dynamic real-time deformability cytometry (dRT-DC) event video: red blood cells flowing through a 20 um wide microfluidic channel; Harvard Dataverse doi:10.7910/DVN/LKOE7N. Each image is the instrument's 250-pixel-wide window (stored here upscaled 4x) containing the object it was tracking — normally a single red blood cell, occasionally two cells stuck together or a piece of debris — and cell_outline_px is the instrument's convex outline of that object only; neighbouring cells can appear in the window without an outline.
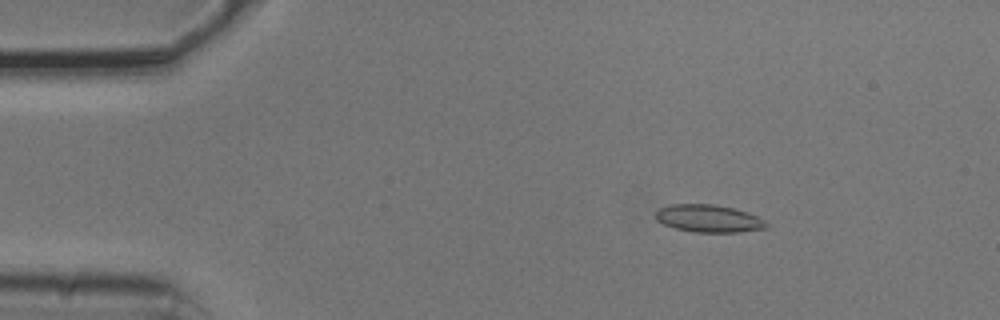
{"species": "common noctule bat (a hibernating species)", "species_latin": "Nyctalus noctula", "temperature_condition": "cold", "stored_images_in_passage": 53, "camera_frame_rate_fps": 3000, "um_per_image_px": 0.085, "animal": {"sex": "male", "body_mass_g": 20.5, "forearm_length_mm": 52.5}, "frame": {"image": 1, "passage_image": 8, "time_ms": 2.333, "image_size_px": [1000, 320], "cell_outline_px": [[768, 228], [740, 232], [692, 232], [676, 228], [664, 224], [656, 220], [656, 212], [660, 208], [672, 204], [712, 204], [732, 208], [748, 212], [764, 220], [768, 224]], "centroid_in_image_um": [60.25, 18.58], "position_along_channel_um": 24.7, "area_um2": 17.69}}
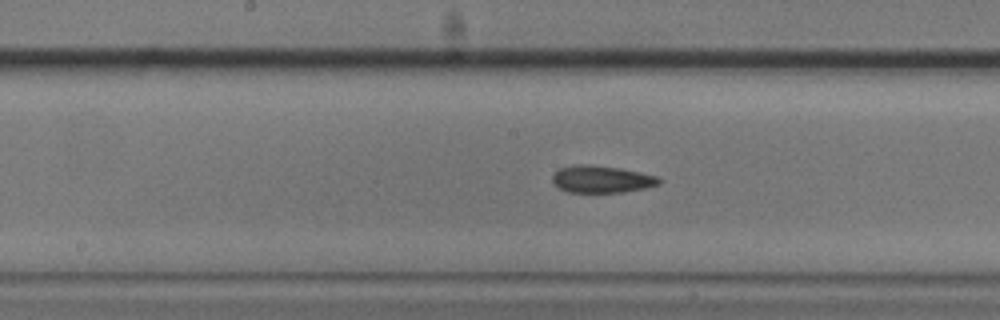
{"frame": {"image": 2, "passage_image": 27, "time_ms": 8.667, "image_size_px": [1000, 320], "cell_outline_px": [[664, 180], [660, 184], [644, 188], [624, 192], [568, 192], [560, 188], [552, 180], [552, 176], [560, 168], [576, 164], [588, 164], [620, 168], [660, 176]], "centroid_in_image_um": [51.2, 15.22], "position_along_channel_um": 197.0, "area_um2": 16.94}}
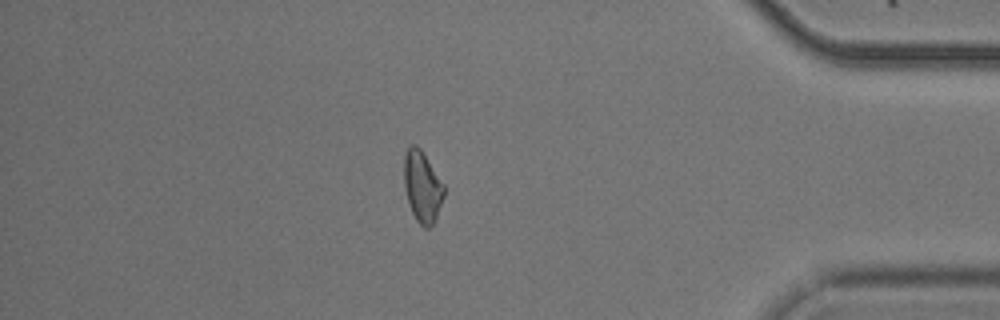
{"frame": {"image": 3, "passage_image": 46, "time_ms": 15.0, "image_size_px": [1000, 320], "cell_outline_px": [[444, 196], [436, 216], [432, 224], [428, 228], [424, 228], [416, 220], [412, 212], [404, 188], [404, 156], [408, 148], [412, 144], [416, 144], [420, 148], [444, 184]], "centroid_in_image_um": [35.88, 15.85], "position_along_channel_um": 399.3, "area_um2": 16.36}, "authors_computed_cell_mechanics": {"area_um2": 17.051, "velocity_mm_per_s": 3.7546, "shape_relaxation_time_tau1_ms": null, "shape_relaxation_time_tau2_ms": 4.2818, "deformation_change_tau1": null, "deformation_change_tau2": 0.1073}}